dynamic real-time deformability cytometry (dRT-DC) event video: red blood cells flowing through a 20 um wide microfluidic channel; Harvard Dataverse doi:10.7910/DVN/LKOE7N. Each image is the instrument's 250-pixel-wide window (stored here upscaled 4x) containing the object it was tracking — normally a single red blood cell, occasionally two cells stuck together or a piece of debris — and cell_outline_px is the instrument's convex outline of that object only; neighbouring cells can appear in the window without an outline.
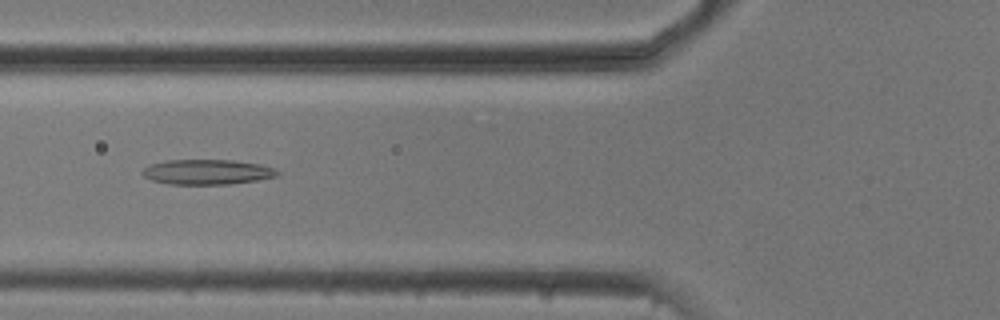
{"species": "common noctule bat (a hibernating species)", "species_latin": "Nyctalus noctula", "temperature_condition": "cold", "stored_images_in_passage": 53, "camera_frame_rate_fps": 3000, "um_per_image_px": 0.085, "animal": {"sex": "male", "body_mass_g": 20.5, "forearm_length_mm": 52.5}, "frame": {"image": 1, "passage_image": 20, "time_ms": 6.333, "image_size_px": [1000, 320], "cell_outline_px": [[280, 172], [276, 176], [256, 180], [228, 184], [168, 184], [152, 180], [144, 176], [140, 172], [148, 164], [168, 160], [232, 160], [260, 164], [276, 168]], "centroid_in_image_um": [17.59, 14.61], "position_along_channel_um": 108.2, "area_um2": 19.71}}
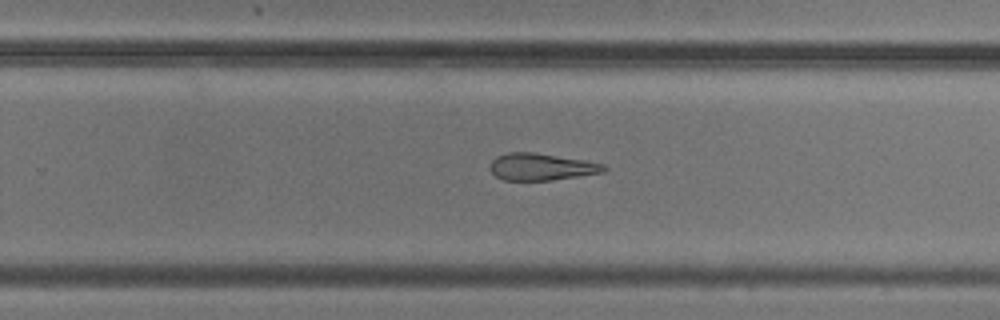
{"frame": {"image": 2, "passage_image": 34, "time_ms": 11.0, "image_size_px": [1000, 320], "cell_outline_px": [[608, 168], [604, 172], [580, 176], [552, 180], [504, 180], [496, 176], [488, 168], [492, 160], [496, 156], [508, 152], [536, 152], [584, 160], [604, 164]], "centroid_in_image_um": [46.0, 14.17], "position_along_channel_um": 283.8, "area_um2": 18.03}}
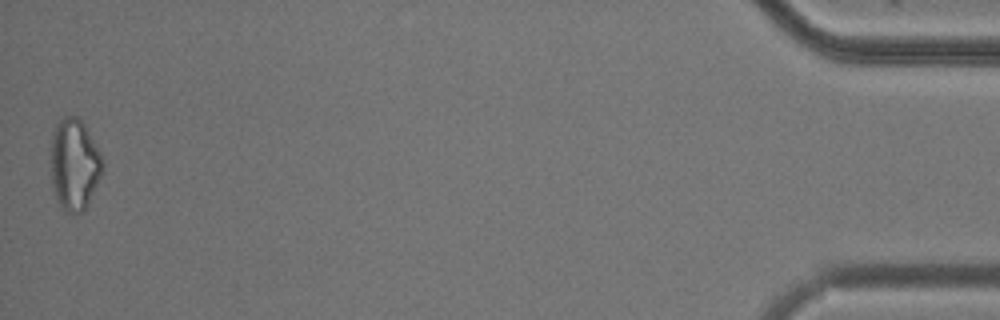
{"frame": {"image": 3, "passage_image": 53, "time_ms": 17.333, "image_size_px": [1000, 320], "cell_outline_px": [[104, 172], [84, 212], [68, 212], [60, 204], [56, 196], [52, 184], [52, 132], [56, 124], [64, 116], [76, 116], [84, 124], [100, 152], [104, 160]], "centroid_in_image_um": [6.37, 13.97], "position_along_channel_um": 428.8, "area_um2": 27.46}, "authors_computed_cell_mechanics": {"area_um2": 22.0218, "velocity_mm_per_s": 3.7562, "shape_relaxation_time_tau1_ms": null, "shape_relaxation_time_tau2_ms": 6.7204, "deformation_change_tau1": null, "deformation_change_tau2": 0.2071}}